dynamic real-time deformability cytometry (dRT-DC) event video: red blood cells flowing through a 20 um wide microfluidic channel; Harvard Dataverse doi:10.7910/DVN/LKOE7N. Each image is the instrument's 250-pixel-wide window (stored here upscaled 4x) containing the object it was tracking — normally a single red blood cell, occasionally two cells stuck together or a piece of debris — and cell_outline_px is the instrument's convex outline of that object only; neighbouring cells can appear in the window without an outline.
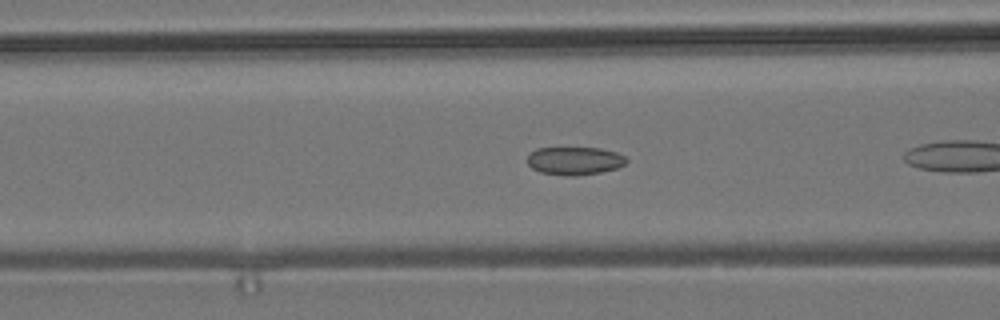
{"species": "common noctule bat (a hibernating species)", "species_latin": "Nyctalus noctula", "temperature_condition": "room temperature", "stored_images_in_passage": 27, "camera_frame_rate_fps": 3000, "um_per_image_px": 0.085, "animal": {"sex": "male", "body_mass_g": 19.2, "forearm_length_mm": 51.8}, "frame": {"image": 1, "passage_image": 6, "time_ms": 1.667, "image_size_px": [1000, 320], "cell_outline_px": [[628, 160], [624, 164], [616, 168], [600, 172], [576, 176], [564, 176], [540, 172], [532, 168], [528, 164], [528, 156], [536, 148], [600, 148], [616, 152], [624, 156]], "centroid_in_image_um": [48.83, 13.67], "position_along_channel_um": 117.8, "area_um2": 16.13}}
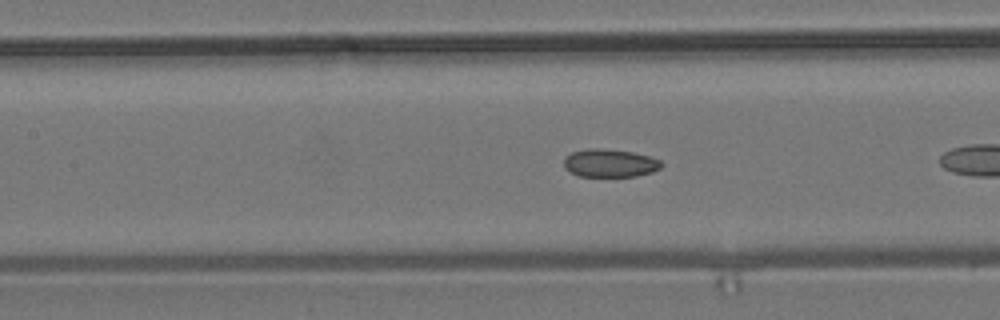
{"frame": {"image": 2, "passage_image": 9, "time_ms": 2.667, "image_size_px": [1000, 320], "cell_outline_px": [[664, 164], [660, 168], [652, 172], [636, 176], [580, 176], [564, 168], [564, 156], [572, 152], [588, 148], [600, 148], [632, 152], [648, 156], [660, 160]], "centroid_in_image_um": [51.83, 13.86], "position_along_channel_um": 155.6, "area_um2": 15.9}}